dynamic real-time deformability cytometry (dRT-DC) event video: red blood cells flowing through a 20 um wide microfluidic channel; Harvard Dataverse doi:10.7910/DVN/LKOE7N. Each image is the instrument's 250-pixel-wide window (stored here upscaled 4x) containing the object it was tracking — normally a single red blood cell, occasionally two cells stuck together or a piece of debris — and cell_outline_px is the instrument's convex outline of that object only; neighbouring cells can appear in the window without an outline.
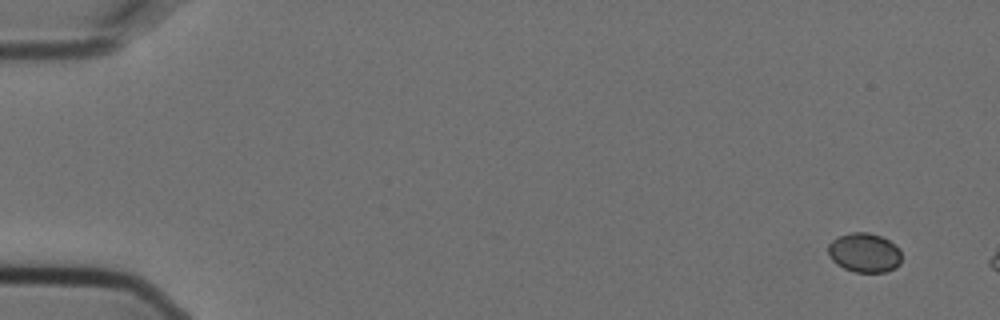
{"species": "Egyptian fruit bat (a non-hibernating species)", "species_latin": "Rousettus aegyptiacus", "temperature_condition": "cold", "stored_images_in_passage": 4, "camera_frame_rate_fps": 3000, "um_per_image_px": 0.085, "animal": {"sex": "female"}, "frame": {"image": 1, "passage_image": 1, "time_ms": 0.0, "image_size_px": [1000, 320], "cell_outline_px": [[900, 264], [896, 268], [884, 272], [856, 272], [844, 268], [836, 264], [832, 260], [828, 252], [828, 244], [836, 236], [852, 232], [868, 232], [880, 236], [888, 240], [900, 248]], "centroid_in_image_um": [73.46, 21.47], "position_along_channel_um": 11.5, "area_um2": 16.94}}